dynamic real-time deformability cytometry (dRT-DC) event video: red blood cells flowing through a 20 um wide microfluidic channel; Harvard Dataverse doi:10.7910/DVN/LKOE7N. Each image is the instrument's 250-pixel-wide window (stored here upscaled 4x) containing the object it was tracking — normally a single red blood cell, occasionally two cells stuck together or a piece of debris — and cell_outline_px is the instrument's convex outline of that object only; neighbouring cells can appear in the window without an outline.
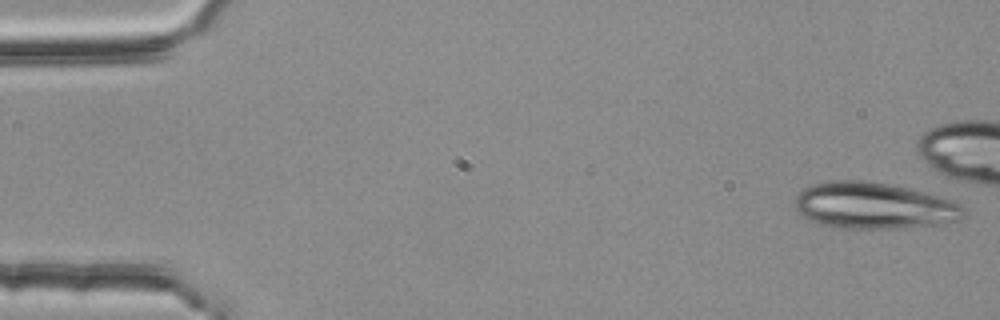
{"species": "common noctule bat (a hibernating species)", "species_latin": "Nyctalus noctula", "temperature_condition": "room temperature", "stored_images_in_passage": 4, "camera_frame_rate_fps": 3000, "um_per_image_px": 0.085, "animal": {"sex": "female", "body_mass_g": 25.1}, "frame": {"image": 1, "passage_image": 1, "time_ms": 0.0, "image_size_px": [1000, 320], "cell_outline_px": [[964, 216], [956, 220], [940, 224], [904, 228], [836, 228], [820, 224], [804, 216], [796, 208], [796, 192], [812, 184], [828, 180], [864, 180], [888, 184], [908, 188], [956, 200], [964, 204]], "centroid_in_image_um": [74.3, 17.47], "position_along_channel_um": 10.7, "area_um2": 45.89}}